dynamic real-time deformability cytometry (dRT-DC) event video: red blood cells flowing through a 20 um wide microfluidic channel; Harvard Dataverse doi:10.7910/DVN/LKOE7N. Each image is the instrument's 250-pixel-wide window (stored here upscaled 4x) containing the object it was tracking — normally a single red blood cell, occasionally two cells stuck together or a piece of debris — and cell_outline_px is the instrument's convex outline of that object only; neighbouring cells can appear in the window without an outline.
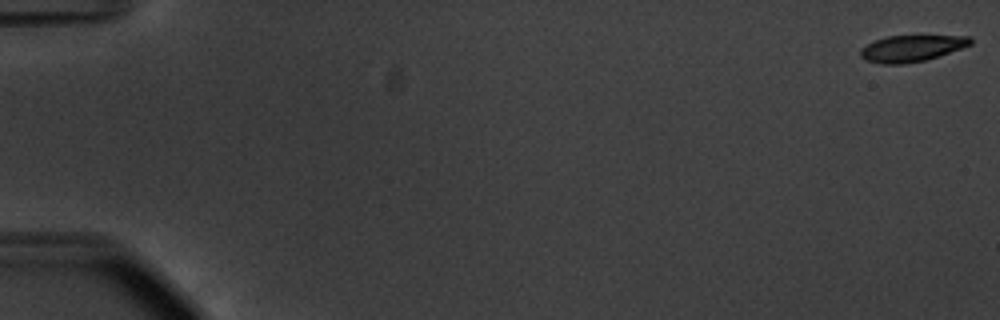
{"species": "common noctule bat (a hibernating species)", "species_latin": "Nyctalus noctula", "temperature_condition": "warm", "stored_images_in_passage": 57, "camera_frame_rate_fps": 3000, "um_per_image_px": 0.085, "animal": {"sex": "male", "body_mass_g": 20.1, "forearm_length_mm": 53.5}, "frame": {"image": 1, "passage_image": 1, "time_ms": 0.0, "image_size_px": [1000, 320], "cell_outline_px": [[972, 44], [940, 56], [924, 60], [904, 64], [880, 64], [864, 60], [860, 56], [860, 48], [876, 40], [888, 36], [972, 36]], "centroid_in_image_um": [77.47, 4.12], "position_along_channel_um": 7.5, "area_um2": 16.94}}
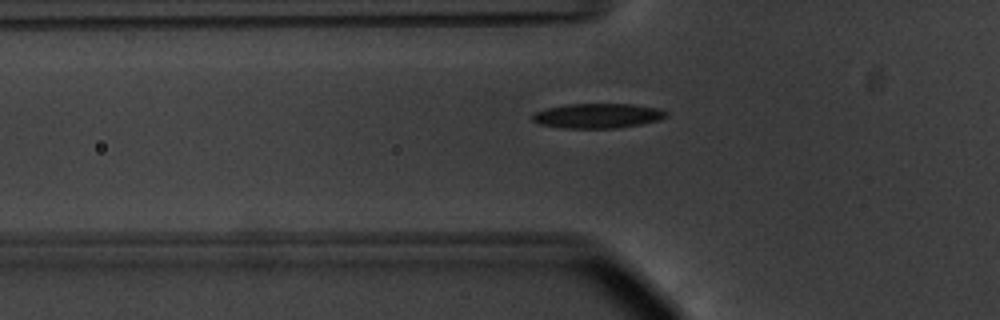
{"frame": {"image": 2, "passage_image": 20, "time_ms": 6.333, "image_size_px": [1000, 320], "cell_outline_px": [[668, 116], [660, 120], [640, 124], [616, 128], [564, 128], [540, 124], [532, 120], [532, 116], [536, 112], [544, 108], [564, 104], [632, 104], [660, 108], [668, 112]], "centroid_in_image_um": [50.82, 9.83], "position_along_channel_um": 75.0, "area_um2": 19.42}}
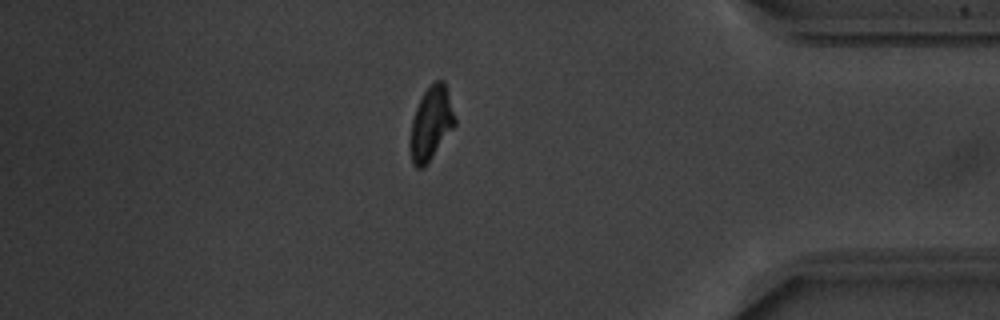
{"frame": {"image": 3, "passage_image": 48, "time_ms": 15.667, "image_size_px": [1000, 320], "cell_outline_px": [[456, 124], [424, 168], [416, 168], [412, 164], [408, 144], [412, 120], [416, 108], [424, 92], [436, 80], [444, 80], [448, 92], [456, 120]], "centroid_in_image_um": [36.61, 10.53], "position_along_channel_um": 398.6, "area_um2": 19.13}, "authors_computed_cell_mechanics": {"area_um2": 18.9006, "velocity_mm_per_s": 3.7463, "shape_relaxation_time_tau1_ms": 3.2101, "shape_relaxation_time_tau2_ms": 5.068, "deformation_change_tau1": 0.1492, "deformation_change_tau2": 0.0997}}